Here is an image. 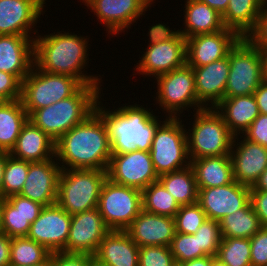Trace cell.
<instances>
[{"instance_id": "obj_10", "label": "cell", "mask_w": 267, "mask_h": 266, "mask_svg": "<svg viewBox=\"0 0 267 266\" xmlns=\"http://www.w3.org/2000/svg\"><path fill=\"white\" fill-rule=\"evenodd\" d=\"M97 208L110 230L125 231L142 210V192L107 178Z\"/></svg>"}, {"instance_id": "obj_38", "label": "cell", "mask_w": 267, "mask_h": 266, "mask_svg": "<svg viewBox=\"0 0 267 266\" xmlns=\"http://www.w3.org/2000/svg\"><path fill=\"white\" fill-rule=\"evenodd\" d=\"M28 170L29 162L14 158L7 152L2 184V199L20 194L26 181Z\"/></svg>"}, {"instance_id": "obj_50", "label": "cell", "mask_w": 267, "mask_h": 266, "mask_svg": "<svg viewBox=\"0 0 267 266\" xmlns=\"http://www.w3.org/2000/svg\"><path fill=\"white\" fill-rule=\"evenodd\" d=\"M253 95L255 96L259 113L267 115V78L261 82Z\"/></svg>"}, {"instance_id": "obj_59", "label": "cell", "mask_w": 267, "mask_h": 266, "mask_svg": "<svg viewBox=\"0 0 267 266\" xmlns=\"http://www.w3.org/2000/svg\"><path fill=\"white\" fill-rule=\"evenodd\" d=\"M3 233L2 230V221H1V198H0V234Z\"/></svg>"}, {"instance_id": "obj_25", "label": "cell", "mask_w": 267, "mask_h": 266, "mask_svg": "<svg viewBox=\"0 0 267 266\" xmlns=\"http://www.w3.org/2000/svg\"><path fill=\"white\" fill-rule=\"evenodd\" d=\"M43 207L40 203L20 195L1 199L3 233L10 238L26 237L31 224L38 218Z\"/></svg>"}, {"instance_id": "obj_11", "label": "cell", "mask_w": 267, "mask_h": 266, "mask_svg": "<svg viewBox=\"0 0 267 266\" xmlns=\"http://www.w3.org/2000/svg\"><path fill=\"white\" fill-rule=\"evenodd\" d=\"M157 79V102L169 113V117L176 118V114L186 107L194 108L197 111L204 109L197 99L195 90V74L193 68L185 64L156 77ZM185 107V108H184ZM179 111V112H178Z\"/></svg>"}, {"instance_id": "obj_31", "label": "cell", "mask_w": 267, "mask_h": 266, "mask_svg": "<svg viewBox=\"0 0 267 266\" xmlns=\"http://www.w3.org/2000/svg\"><path fill=\"white\" fill-rule=\"evenodd\" d=\"M262 8V0H229L226 12L222 15L224 26L241 37H247L255 28Z\"/></svg>"}, {"instance_id": "obj_23", "label": "cell", "mask_w": 267, "mask_h": 266, "mask_svg": "<svg viewBox=\"0 0 267 266\" xmlns=\"http://www.w3.org/2000/svg\"><path fill=\"white\" fill-rule=\"evenodd\" d=\"M192 68L195 74V90L198 102L205 108L207 105L209 106V102H211V108L216 107L224 99L230 70L229 57Z\"/></svg>"}, {"instance_id": "obj_2", "label": "cell", "mask_w": 267, "mask_h": 266, "mask_svg": "<svg viewBox=\"0 0 267 266\" xmlns=\"http://www.w3.org/2000/svg\"><path fill=\"white\" fill-rule=\"evenodd\" d=\"M34 65L42 71L69 75L83 85H100L98 76H87L81 71L87 64V39L75 34L60 33L36 36Z\"/></svg>"}, {"instance_id": "obj_27", "label": "cell", "mask_w": 267, "mask_h": 266, "mask_svg": "<svg viewBox=\"0 0 267 266\" xmlns=\"http://www.w3.org/2000/svg\"><path fill=\"white\" fill-rule=\"evenodd\" d=\"M9 154L30 163L43 162L55 157V141L28 120Z\"/></svg>"}, {"instance_id": "obj_53", "label": "cell", "mask_w": 267, "mask_h": 266, "mask_svg": "<svg viewBox=\"0 0 267 266\" xmlns=\"http://www.w3.org/2000/svg\"><path fill=\"white\" fill-rule=\"evenodd\" d=\"M215 257L212 256H205L202 258H197L189 261L182 262L177 266H211L212 260Z\"/></svg>"}, {"instance_id": "obj_16", "label": "cell", "mask_w": 267, "mask_h": 266, "mask_svg": "<svg viewBox=\"0 0 267 266\" xmlns=\"http://www.w3.org/2000/svg\"><path fill=\"white\" fill-rule=\"evenodd\" d=\"M250 187L235 180L225 186L198 189L197 203L208 219L219 221L250 201Z\"/></svg>"}, {"instance_id": "obj_43", "label": "cell", "mask_w": 267, "mask_h": 266, "mask_svg": "<svg viewBox=\"0 0 267 266\" xmlns=\"http://www.w3.org/2000/svg\"><path fill=\"white\" fill-rule=\"evenodd\" d=\"M251 266H267V226L250 238Z\"/></svg>"}, {"instance_id": "obj_45", "label": "cell", "mask_w": 267, "mask_h": 266, "mask_svg": "<svg viewBox=\"0 0 267 266\" xmlns=\"http://www.w3.org/2000/svg\"><path fill=\"white\" fill-rule=\"evenodd\" d=\"M244 134L249 141L267 148V115L259 114Z\"/></svg>"}, {"instance_id": "obj_19", "label": "cell", "mask_w": 267, "mask_h": 266, "mask_svg": "<svg viewBox=\"0 0 267 266\" xmlns=\"http://www.w3.org/2000/svg\"><path fill=\"white\" fill-rule=\"evenodd\" d=\"M152 2L153 0H88L85 5L106 25L109 33L116 35L136 22Z\"/></svg>"}, {"instance_id": "obj_55", "label": "cell", "mask_w": 267, "mask_h": 266, "mask_svg": "<svg viewBox=\"0 0 267 266\" xmlns=\"http://www.w3.org/2000/svg\"><path fill=\"white\" fill-rule=\"evenodd\" d=\"M254 46H256L262 56V60H263V71H264V75L267 78V44H253Z\"/></svg>"}, {"instance_id": "obj_33", "label": "cell", "mask_w": 267, "mask_h": 266, "mask_svg": "<svg viewBox=\"0 0 267 266\" xmlns=\"http://www.w3.org/2000/svg\"><path fill=\"white\" fill-rule=\"evenodd\" d=\"M158 181L182 205L197 203L198 188L192 167L165 173L159 176Z\"/></svg>"}, {"instance_id": "obj_6", "label": "cell", "mask_w": 267, "mask_h": 266, "mask_svg": "<svg viewBox=\"0 0 267 266\" xmlns=\"http://www.w3.org/2000/svg\"><path fill=\"white\" fill-rule=\"evenodd\" d=\"M194 116L192 130L189 129L192 133L187 135L189 161L202 157L230 155L234 135L222 116L211 107L196 111Z\"/></svg>"}, {"instance_id": "obj_12", "label": "cell", "mask_w": 267, "mask_h": 266, "mask_svg": "<svg viewBox=\"0 0 267 266\" xmlns=\"http://www.w3.org/2000/svg\"><path fill=\"white\" fill-rule=\"evenodd\" d=\"M106 171L107 178L113 183L141 191L159 178L149 151L112 154Z\"/></svg>"}, {"instance_id": "obj_58", "label": "cell", "mask_w": 267, "mask_h": 266, "mask_svg": "<svg viewBox=\"0 0 267 266\" xmlns=\"http://www.w3.org/2000/svg\"><path fill=\"white\" fill-rule=\"evenodd\" d=\"M211 266H227L225 263H222L216 257L212 260Z\"/></svg>"}, {"instance_id": "obj_60", "label": "cell", "mask_w": 267, "mask_h": 266, "mask_svg": "<svg viewBox=\"0 0 267 266\" xmlns=\"http://www.w3.org/2000/svg\"><path fill=\"white\" fill-rule=\"evenodd\" d=\"M89 266H103L101 264H99L98 262H96L95 260H93Z\"/></svg>"}, {"instance_id": "obj_57", "label": "cell", "mask_w": 267, "mask_h": 266, "mask_svg": "<svg viewBox=\"0 0 267 266\" xmlns=\"http://www.w3.org/2000/svg\"><path fill=\"white\" fill-rule=\"evenodd\" d=\"M34 266H53V253H51V256L46 261Z\"/></svg>"}, {"instance_id": "obj_48", "label": "cell", "mask_w": 267, "mask_h": 266, "mask_svg": "<svg viewBox=\"0 0 267 266\" xmlns=\"http://www.w3.org/2000/svg\"><path fill=\"white\" fill-rule=\"evenodd\" d=\"M250 202L261 224L267 226V191L251 190Z\"/></svg>"}, {"instance_id": "obj_4", "label": "cell", "mask_w": 267, "mask_h": 266, "mask_svg": "<svg viewBox=\"0 0 267 266\" xmlns=\"http://www.w3.org/2000/svg\"><path fill=\"white\" fill-rule=\"evenodd\" d=\"M99 85H83L74 95L35 110L29 120L55 142L95 111Z\"/></svg>"}, {"instance_id": "obj_37", "label": "cell", "mask_w": 267, "mask_h": 266, "mask_svg": "<svg viewBox=\"0 0 267 266\" xmlns=\"http://www.w3.org/2000/svg\"><path fill=\"white\" fill-rule=\"evenodd\" d=\"M216 258L227 266H251L250 238L222 237Z\"/></svg>"}, {"instance_id": "obj_52", "label": "cell", "mask_w": 267, "mask_h": 266, "mask_svg": "<svg viewBox=\"0 0 267 266\" xmlns=\"http://www.w3.org/2000/svg\"><path fill=\"white\" fill-rule=\"evenodd\" d=\"M215 9L221 16L226 12L229 0H198Z\"/></svg>"}, {"instance_id": "obj_3", "label": "cell", "mask_w": 267, "mask_h": 266, "mask_svg": "<svg viewBox=\"0 0 267 266\" xmlns=\"http://www.w3.org/2000/svg\"><path fill=\"white\" fill-rule=\"evenodd\" d=\"M97 102L95 110L104 119L111 145V154H125L135 150L150 151L157 127L156 116L144 107L128 105L106 111ZM159 121V122H158Z\"/></svg>"}, {"instance_id": "obj_5", "label": "cell", "mask_w": 267, "mask_h": 266, "mask_svg": "<svg viewBox=\"0 0 267 266\" xmlns=\"http://www.w3.org/2000/svg\"><path fill=\"white\" fill-rule=\"evenodd\" d=\"M106 170L62 169L56 203L70 215L97 207Z\"/></svg>"}, {"instance_id": "obj_44", "label": "cell", "mask_w": 267, "mask_h": 266, "mask_svg": "<svg viewBox=\"0 0 267 266\" xmlns=\"http://www.w3.org/2000/svg\"><path fill=\"white\" fill-rule=\"evenodd\" d=\"M22 82L15 76L0 71V102L21 99Z\"/></svg>"}, {"instance_id": "obj_30", "label": "cell", "mask_w": 267, "mask_h": 266, "mask_svg": "<svg viewBox=\"0 0 267 266\" xmlns=\"http://www.w3.org/2000/svg\"><path fill=\"white\" fill-rule=\"evenodd\" d=\"M185 8V29L179 30V33L186 39L226 28L222 16L205 3L198 0H186Z\"/></svg>"}, {"instance_id": "obj_28", "label": "cell", "mask_w": 267, "mask_h": 266, "mask_svg": "<svg viewBox=\"0 0 267 266\" xmlns=\"http://www.w3.org/2000/svg\"><path fill=\"white\" fill-rule=\"evenodd\" d=\"M214 109L222 116L234 136L244 133L259 116V109L253 94L224 98Z\"/></svg>"}, {"instance_id": "obj_20", "label": "cell", "mask_w": 267, "mask_h": 266, "mask_svg": "<svg viewBox=\"0 0 267 266\" xmlns=\"http://www.w3.org/2000/svg\"><path fill=\"white\" fill-rule=\"evenodd\" d=\"M125 231L139 248L169 247L176 234L175 220L173 217L149 213L142 209Z\"/></svg>"}, {"instance_id": "obj_9", "label": "cell", "mask_w": 267, "mask_h": 266, "mask_svg": "<svg viewBox=\"0 0 267 266\" xmlns=\"http://www.w3.org/2000/svg\"><path fill=\"white\" fill-rule=\"evenodd\" d=\"M179 119V117H167L155 131L149 152L158 176L187 168L190 165L188 132L183 128L182 120L179 121Z\"/></svg>"}, {"instance_id": "obj_36", "label": "cell", "mask_w": 267, "mask_h": 266, "mask_svg": "<svg viewBox=\"0 0 267 266\" xmlns=\"http://www.w3.org/2000/svg\"><path fill=\"white\" fill-rule=\"evenodd\" d=\"M141 192L142 209L149 213L174 218L180 209L179 203L159 181L151 183Z\"/></svg>"}, {"instance_id": "obj_51", "label": "cell", "mask_w": 267, "mask_h": 266, "mask_svg": "<svg viewBox=\"0 0 267 266\" xmlns=\"http://www.w3.org/2000/svg\"><path fill=\"white\" fill-rule=\"evenodd\" d=\"M11 238L0 234V266H10Z\"/></svg>"}, {"instance_id": "obj_8", "label": "cell", "mask_w": 267, "mask_h": 266, "mask_svg": "<svg viewBox=\"0 0 267 266\" xmlns=\"http://www.w3.org/2000/svg\"><path fill=\"white\" fill-rule=\"evenodd\" d=\"M230 70L224 98L254 94L266 78L259 49L242 37L228 53Z\"/></svg>"}, {"instance_id": "obj_54", "label": "cell", "mask_w": 267, "mask_h": 266, "mask_svg": "<svg viewBox=\"0 0 267 266\" xmlns=\"http://www.w3.org/2000/svg\"><path fill=\"white\" fill-rule=\"evenodd\" d=\"M250 190L267 191V168L262 172L258 181L250 188Z\"/></svg>"}, {"instance_id": "obj_61", "label": "cell", "mask_w": 267, "mask_h": 266, "mask_svg": "<svg viewBox=\"0 0 267 266\" xmlns=\"http://www.w3.org/2000/svg\"><path fill=\"white\" fill-rule=\"evenodd\" d=\"M5 151L0 147V154L4 153Z\"/></svg>"}, {"instance_id": "obj_21", "label": "cell", "mask_w": 267, "mask_h": 266, "mask_svg": "<svg viewBox=\"0 0 267 266\" xmlns=\"http://www.w3.org/2000/svg\"><path fill=\"white\" fill-rule=\"evenodd\" d=\"M234 136L230 157L233 167V177L236 182L247 187H253L262 172L267 168V148L243 138L236 150Z\"/></svg>"}, {"instance_id": "obj_32", "label": "cell", "mask_w": 267, "mask_h": 266, "mask_svg": "<svg viewBox=\"0 0 267 266\" xmlns=\"http://www.w3.org/2000/svg\"><path fill=\"white\" fill-rule=\"evenodd\" d=\"M29 120L21 99L0 102V147L10 152L15 146L22 127Z\"/></svg>"}, {"instance_id": "obj_24", "label": "cell", "mask_w": 267, "mask_h": 266, "mask_svg": "<svg viewBox=\"0 0 267 266\" xmlns=\"http://www.w3.org/2000/svg\"><path fill=\"white\" fill-rule=\"evenodd\" d=\"M0 35V71L15 75L21 82L34 65V38Z\"/></svg>"}, {"instance_id": "obj_47", "label": "cell", "mask_w": 267, "mask_h": 266, "mask_svg": "<svg viewBox=\"0 0 267 266\" xmlns=\"http://www.w3.org/2000/svg\"><path fill=\"white\" fill-rule=\"evenodd\" d=\"M246 38L252 44H267V2L263 3L256 26Z\"/></svg>"}, {"instance_id": "obj_1", "label": "cell", "mask_w": 267, "mask_h": 266, "mask_svg": "<svg viewBox=\"0 0 267 266\" xmlns=\"http://www.w3.org/2000/svg\"><path fill=\"white\" fill-rule=\"evenodd\" d=\"M111 156L108 129L96 110L55 142L61 169L107 170Z\"/></svg>"}, {"instance_id": "obj_35", "label": "cell", "mask_w": 267, "mask_h": 266, "mask_svg": "<svg viewBox=\"0 0 267 266\" xmlns=\"http://www.w3.org/2000/svg\"><path fill=\"white\" fill-rule=\"evenodd\" d=\"M51 253L27 237L11 238L10 266H34L43 263Z\"/></svg>"}, {"instance_id": "obj_39", "label": "cell", "mask_w": 267, "mask_h": 266, "mask_svg": "<svg viewBox=\"0 0 267 266\" xmlns=\"http://www.w3.org/2000/svg\"><path fill=\"white\" fill-rule=\"evenodd\" d=\"M207 219V215L198 203L182 205L174 216L176 232L195 234Z\"/></svg>"}, {"instance_id": "obj_13", "label": "cell", "mask_w": 267, "mask_h": 266, "mask_svg": "<svg viewBox=\"0 0 267 266\" xmlns=\"http://www.w3.org/2000/svg\"><path fill=\"white\" fill-rule=\"evenodd\" d=\"M70 224L71 215L57 203L44 206L26 237L42 244L50 253L64 252Z\"/></svg>"}, {"instance_id": "obj_42", "label": "cell", "mask_w": 267, "mask_h": 266, "mask_svg": "<svg viewBox=\"0 0 267 266\" xmlns=\"http://www.w3.org/2000/svg\"><path fill=\"white\" fill-rule=\"evenodd\" d=\"M139 266H177L170 247L143 246L139 248Z\"/></svg>"}, {"instance_id": "obj_17", "label": "cell", "mask_w": 267, "mask_h": 266, "mask_svg": "<svg viewBox=\"0 0 267 266\" xmlns=\"http://www.w3.org/2000/svg\"><path fill=\"white\" fill-rule=\"evenodd\" d=\"M142 56L135 69L137 72L155 78L169 73L186 64V38L178 33L170 41L149 45Z\"/></svg>"}, {"instance_id": "obj_15", "label": "cell", "mask_w": 267, "mask_h": 266, "mask_svg": "<svg viewBox=\"0 0 267 266\" xmlns=\"http://www.w3.org/2000/svg\"><path fill=\"white\" fill-rule=\"evenodd\" d=\"M242 37L232 29L199 34L186 39V64L201 67L228 56Z\"/></svg>"}, {"instance_id": "obj_40", "label": "cell", "mask_w": 267, "mask_h": 266, "mask_svg": "<svg viewBox=\"0 0 267 266\" xmlns=\"http://www.w3.org/2000/svg\"><path fill=\"white\" fill-rule=\"evenodd\" d=\"M169 247L174 256L176 265L185 261L207 256L201 249H199L198 238H196L194 234H182L176 232Z\"/></svg>"}, {"instance_id": "obj_41", "label": "cell", "mask_w": 267, "mask_h": 266, "mask_svg": "<svg viewBox=\"0 0 267 266\" xmlns=\"http://www.w3.org/2000/svg\"><path fill=\"white\" fill-rule=\"evenodd\" d=\"M194 235L198 238L199 249L207 256L216 257L222 240L219 221L207 219Z\"/></svg>"}, {"instance_id": "obj_34", "label": "cell", "mask_w": 267, "mask_h": 266, "mask_svg": "<svg viewBox=\"0 0 267 266\" xmlns=\"http://www.w3.org/2000/svg\"><path fill=\"white\" fill-rule=\"evenodd\" d=\"M222 237L251 238L263 225L251 202L219 220Z\"/></svg>"}, {"instance_id": "obj_7", "label": "cell", "mask_w": 267, "mask_h": 266, "mask_svg": "<svg viewBox=\"0 0 267 266\" xmlns=\"http://www.w3.org/2000/svg\"><path fill=\"white\" fill-rule=\"evenodd\" d=\"M82 86L83 84L72 76L49 73L33 65L30 73L22 81L21 101L30 116L39 108L74 95Z\"/></svg>"}, {"instance_id": "obj_46", "label": "cell", "mask_w": 267, "mask_h": 266, "mask_svg": "<svg viewBox=\"0 0 267 266\" xmlns=\"http://www.w3.org/2000/svg\"><path fill=\"white\" fill-rule=\"evenodd\" d=\"M92 255L57 252L53 253V266H89Z\"/></svg>"}, {"instance_id": "obj_49", "label": "cell", "mask_w": 267, "mask_h": 266, "mask_svg": "<svg viewBox=\"0 0 267 266\" xmlns=\"http://www.w3.org/2000/svg\"><path fill=\"white\" fill-rule=\"evenodd\" d=\"M179 30L172 31L169 27H166L164 24H156L149 29V38L150 44H158L160 42H166L172 40L177 34Z\"/></svg>"}, {"instance_id": "obj_29", "label": "cell", "mask_w": 267, "mask_h": 266, "mask_svg": "<svg viewBox=\"0 0 267 266\" xmlns=\"http://www.w3.org/2000/svg\"><path fill=\"white\" fill-rule=\"evenodd\" d=\"M190 166L198 189L225 186L234 181L230 155L193 159Z\"/></svg>"}, {"instance_id": "obj_18", "label": "cell", "mask_w": 267, "mask_h": 266, "mask_svg": "<svg viewBox=\"0 0 267 266\" xmlns=\"http://www.w3.org/2000/svg\"><path fill=\"white\" fill-rule=\"evenodd\" d=\"M54 159L43 162H29V170L20 196L50 206L57 201L58 182L61 167Z\"/></svg>"}, {"instance_id": "obj_26", "label": "cell", "mask_w": 267, "mask_h": 266, "mask_svg": "<svg viewBox=\"0 0 267 266\" xmlns=\"http://www.w3.org/2000/svg\"><path fill=\"white\" fill-rule=\"evenodd\" d=\"M93 258L103 266H139V247L126 231L110 230Z\"/></svg>"}, {"instance_id": "obj_14", "label": "cell", "mask_w": 267, "mask_h": 266, "mask_svg": "<svg viewBox=\"0 0 267 266\" xmlns=\"http://www.w3.org/2000/svg\"><path fill=\"white\" fill-rule=\"evenodd\" d=\"M109 231L97 207L73 214L64 252L93 256Z\"/></svg>"}, {"instance_id": "obj_22", "label": "cell", "mask_w": 267, "mask_h": 266, "mask_svg": "<svg viewBox=\"0 0 267 266\" xmlns=\"http://www.w3.org/2000/svg\"><path fill=\"white\" fill-rule=\"evenodd\" d=\"M45 3V0H0V35L30 36L29 31Z\"/></svg>"}, {"instance_id": "obj_56", "label": "cell", "mask_w": 267, "mask_h": 266, "mask_svg": "<svg viewBox=\"0 0 267 266\" xmlns=\"http://www.w3.org/2000/svg\"><path fill=\"white\" fill-rule=\"evenodd\" d=\"M7 152L0 154V198L2 199V184L4 178V168L6 165Z\"/></svg>"}]
</instances>
